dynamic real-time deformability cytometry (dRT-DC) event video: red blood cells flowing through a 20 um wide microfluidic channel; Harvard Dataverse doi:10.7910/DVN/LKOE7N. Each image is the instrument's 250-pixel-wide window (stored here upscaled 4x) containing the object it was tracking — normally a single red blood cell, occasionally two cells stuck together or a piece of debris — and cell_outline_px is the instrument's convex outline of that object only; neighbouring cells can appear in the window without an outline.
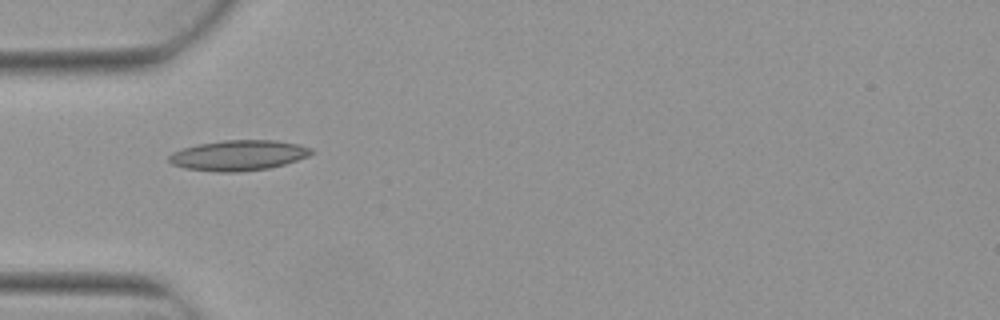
{"species": "Egyptian fruit bat (a non-hibernating species)", "species_latin": "Rousettus aegyptiacus", "temperature_condition": "warm", "stored_images_in_passage": 4, "camera_frame_rate_fps": 3000, "um_per_image_px": 0.085, "animal": {"sex": "female"}, "frame": {"image": 1, "passage_image": 2, "time_ms": 0.333, "image_size_px": [1000, 320], "cell_outline_px": [[316, 152], [308, 156], [284, 164], [268, 168], [236, 172], [216, 172], [184, 168], [172, 164], [168, 160], [168, 156], [172, 152], [196, 144], [224, 140], [276, 140], [300, 144], [312, 148]], "centroid_in_image_um": [20.28, 13.2], "position_along_channel_um": 64.7, "area_um2": 25.32}}
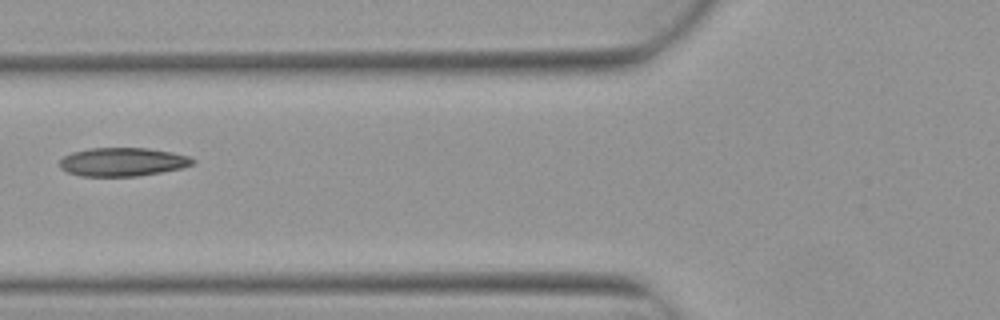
{"frame": {"image": 2, "passage_image": 3, "time_ms": 0.667, "image_size_px": [1000, 320], "cell_outline_px": [[196, 164], [180, 168], [160, 172], [136, 176], [80, 176], [68, 172], [60, 168], [60, 160], [64, 156], [72, 152], [88, 148], [148, 148], [172, 152], [188, 156], [196, 160]], "centroid_in_image_um": [10.43, 13.76], "position_along_channel_um": 115.4, "area_um2": 22.14}}
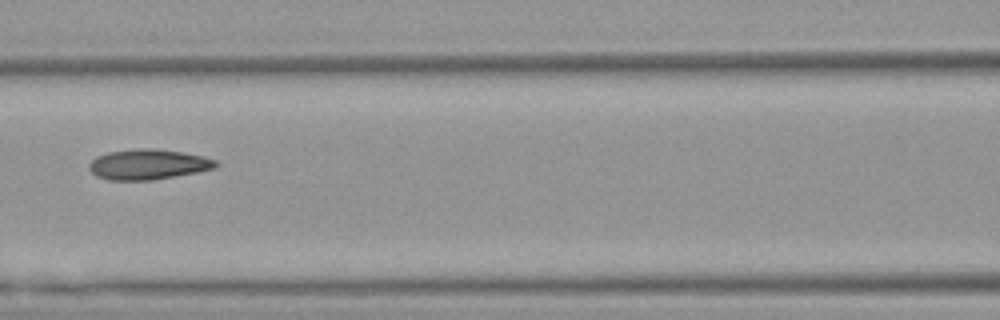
{"frame": {"image": 3, "passage_image": 4, "time_ms": 1.0, "image_size_px": [1000, 320], "cell_outline_px": [[220, 164], [216, 168], [196, 172], [152, 180], [108, 180], [96, 176], [88, 168], [88, 164], [96, 156], [108, 152], [140, 148], [152, 148], [180, 152], [204, 156], [216, 160]], "centroid_in_image_um": [12.58, 13.97], "position_along_channel_um": 154.0, "area_um2": 22.37}}